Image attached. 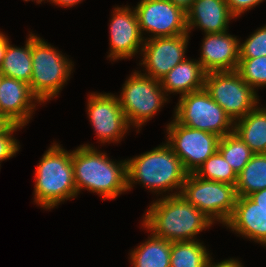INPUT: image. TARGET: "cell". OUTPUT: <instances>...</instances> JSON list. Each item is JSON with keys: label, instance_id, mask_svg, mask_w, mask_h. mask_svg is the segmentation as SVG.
I'll use <instances>...</instances> for the list:
<instances>
[{"label": "cell", "instance_id": "cell-1", "mask_svg": "<svg viewBox=\"0 0 266 267\" xmlns=\"http://www.w3.org/2000/svg\"><path fill=\"white\" fill-rule=\"evenodd\" d=\"M142 219L141 227L146 231L171 242L195 241L200 232L214 224L180 194L157 198Z\"/></svg>", "mask_w": 266, "mask_h": 267}, {"label": "cell", "instance_id": "cell-2", "mask_svg": "<svg viewBox=\"0 0 266 267\" xmlns=\"http://www.w3.org/2000/svg\"><path fill=\"white\" fill-rule=\"evenodd\" d=\"M100 151L93 144H83L72 150L77 194L86 189L102 200H113L128 191L126 159L116 162Z\"/></svg>", "mask_w": 266, "mask_h": 267}, {"label": "cell", "instance_id": "cell-3", "mask_svg": "<svg viewBox=\"0 0 266 267\" xmlns=\"http://www.w3.org/2000/svg\"><path fill=\"white\" fill-rule=\"evenodd\" d=\"M126 172L128 191H131L138 183L152 193H157L158 196L162 194L160 197L180 194L189 174L184 169L180 158L166 142L134 158L127 159Z\"/></svg>", "mask_w": 266, "mask_h": 267}, {"label": "cell", "instance_id": "cell-4", "mask_svg": "<svg viewBox=\"0 0 266 267\" xmlns=\"http://www.w3.org/2000/svg\"><path fill=\"white\" fill-rule=\"evenodd\" d=\"M34 203L53 209L78 196L72 165V151L54 142L45 151L35 169Z\"/></svg>", "mask_w": 266, "mask_h": 267}, {"label": "cell", "instance_id": "cell-5", "mask_svg": "<svg viewBox=\"0 0 266 267\" xmlns=\"http://www.w3.org/2000/svg\"><path fill=\"white\" fill-rule=\"evenodd\" d=\"M32 76L30 88L43 104L58 97L74 63L40 36L32 33Z\"/></svg>", "mask_w": 266, "mask_h": 267}, {"label": "cell", "instance_id": "cell-6", "mask_svg": "<svg viewBox=\"0 0 266 267\" xmlns=\"http://www.w3.org/2000/svg\"><path fill=\"white\" fill-rule=\"evenodd\" d=\"M139 71L132 72L123 84L120 95H117L129 126L137 128V133L169 102L160 81Z\"/></svg>", "mask_w": 266, "mask_h": 267}, {"label": "cell", "instance_id": "cell-7", "mask_svg": "<svg viewBox=\"0 0 266 267\" xmlns=\"http://www.w3.org/2000/svg\"><path fill=\"white\" fill-rule=\"evenodd\" d=\"M173 118L189 128L213 133L220 138L234 132V122L204 89L179 97Z\"/></svg>", "mask_w": 266, "mask_h": 267}, {"label": "cell", "instance_id": "cell-8", "mask_svg": "<svg viewBox=\"0 0 266 267\" xmlns=\"http://www.w3.org/2000/svg\"><path fill=\"white\" fill-rule=\"evenodd\" d=\"M180 195L214 223L223 226L231 218L237 199L235 185L205 180L195 173L187 175Z\"/></svg>", "mask_w": 266, "mask_h": 267}, {"label": "cell", "instance_id": "cell-9", "mask_svg": "<svg viewBox=\"0 0 266 267\" xmlns=\"http://www.w3.org/2000/svg\"><path fill=\"white\" fill-rule=\"evenodd\" d=\"M204 88L233 122L260 104L257 91L237 71L206 73Z\"/></svg>", "mask_w": 266, "mask_h": 267}, {"label": "cell", "instance_id": "cell-10", "mask_svg": "<svg viewBox=\"0 0 266 267\" xmlns=\"http://www.w3.org/2000/svg\"><path fill=\"white\" fill-rule=\"evenodd\" d=\"M166 129V143L188 173H195L218 150L220 137L213 133L189 128L175 119L166 125Z\"/></svg>", "mask_w": 266, "mask_h": 267}, {"label": "cell", "instance_id": "cell-11", "mask_svg": "<svg viewBox=\"0 0 266 267\" xmlns=\"http://www.w3.org/2000/svg\"><path fill=\"white\" fill-rule=\"evenodd\" d=\"M134 9L145 39L189 34L186 12L170 0H141Z\"/></svg>", "mask_w": 266, "mask_h": 267}, {"label": "cell", "instance_id": "cell-12", "mask_svg": "<svg viewBox=\"0 0 266 267\" xmlns=\"http://www.w3.org/2000/svg\"><path fill=\"white\" fill-rule=\"evenodd\" d=\"M87 98V115L98 141L104 145L120 143L130 126L116 95L91 93Z\"/></svg>", "mask_w": 266, "mask_h": 267}, {"label": "cell", "instance_id": "cell-13", "mask_svg": "<svg viewBox=\"0 0 266 267\" xmlns=\"http://www.w3.org/2000/svg\"><path fill=\"white\" fill-rule=\"evenodd\" d=\"M189 34L145 39L139 65L145 67V76L160 81L176 65L186 59Z\"/></svg>", "mask_w": 266, "mask_h": 267}, {"label": "cell", "instance_id": "cell-14", "mask_svg": "<svg viewBox=\"0 0 266 267\" xmlns=\"http://www.w3.org/2000/svg\"><path fill=\"white\" fill-rule=\"evenodd\" d=\"M109 25L110 50L107 58L111 61L129 59L140 52L145 42L138 24L134 7H114Z\"/></svg>", "mask_w": 266, "mask_h": 267}, {"label": "cell", "instance_id": "cell-15", "mask_svg": "<svg viewBox=\"0 0 266 267\" xmlns=\"http://www.w3.org/2000/svg\"><path fill=\"white\" fill-rule=\"evenodd\" d=\"M42 104L30 85L18 79L2 76L0 83V114L11 123L25 126L32 119L36 104Z\"/></svg>", "mask_w": 266, "mask_h": 267}, {"label": "cell", "instance_id": "cell-16", "mask_svg": "<svg viewBox=\"0 0 266 267\" xmlns=\"http://www.w3.org/2000/svg\"><path fill=\"white\" fill-rule=\"evenodd\" d=\"M239 39L228 31L206 33L198 58L203 70L206 73L236 71L239 65Z\"/></svg>", "mask_w": 266, "mask_h": 267}, {"label": "cell", "instance_id": "cell-17", "mask_svg": "<svg viewBox=\"0 0 266 267\" xmlns=\"http://www.w3.org/2000/svg\"><path fill=\"white\" fill-rule=\"evenodd\" d=\"M224 226L266 247V211L248 196H237L234 212Z\"/></svg>", "mask_w": 266, "mask_h": 267}, {"label": "cell", "instance_id": "cell-18", "mask_svg": "<svg viewBox=\"0 0 266 267\" xmlns=\"http://www.w3.org/2000/svg\"><path fill=\"white\" fill-rule=\"evenodd\" d=\"M186 15L189 35L196 27L204 34L222 33L229 29L232 19H237L226 0H194Z\"/></svg>", "mask_w": 266, "mask_h": 267}, {"label": "cell", "instance_id": "cell-19", "mask_svg": "<svg viewBox=\"0 0 266 267\" xmlns=\"http://www.w3.org/2000/svg\"><path fill=\"white\" fill-rule=\"evenodd\" d=\"M205 75L198 60L187 58L167 73L160 84L167 97L168 93L179 94L181 97L204 89Z\"/></svg>", "mask_w": 266, "mask_h": 267}, {"label": "cell", "instance_id": "cell-20", "mask_svg": "<svg viewBox=\"0 0 266 267\" xmlns=\"http://www.w3.org/2000/svg\"><path fill=\"white\" fill-rule=\"evenodd\" d=\"M234 133L256 153H266V107L259 105L234 122Z\"/></svg>", "mask_w": 266, "mask_h": 267}, {"label": "cell", "instance_id": "cell-21", "mask_svg": "<svg viewBox=\"0 0 266 267\" xmlns=\"http://www.w3.org/2000/svg\"><path fill=\"white\" fill-rule=\"evenodd\" d=\"M26 39L25 46L11 45L7 36V48L0 67L3 76L18 79L30 85L32 76V32Z\"/></svg>", "mask_w": 266, "mask_h": 267}, {"label": "cell", "instance_id": "cell-22", "mask_svg": "<svg viewBox=\"0 0 266 267\" xmlns=\"http://www.w3.org/2000/svg\"><path fill=\"white\" fill-rule=\"evenodd\" d=\"M171 241L150 233L145 242L130 251L132 267H170Z\"/></svg>", "mask_w": 266, "mask_h": 267}, {"label": "cell", "instance_id": "cell-23", "mask_svg": "<svg viewBox=\"0 0 266 267\" xmlns=\"http://www.w3.org/2000/svg\"><path fill=\"white\" fill-rule=\"evenodd\" d=\"M237 196H249L253 192L266 189V153H256L237 174L235 185Z\"/></svg>", "mask_w": 266, "mask_h": 267}, {"label": "cell", "instance_id": "cell-24", "mask_svg": "<svg viewBox=\"0 0 266 267\" xmlns=\"http://www.w3.org/2000/svg\"><path fill=\"white\" fill-rule=\"evenodd\" d=\"M211 258L200 240L171 243L170 267H205Z\"/></svg>", "mask_w": 266, "mask_h": 267}, {"label": "cell", "instance_id": "cell-25", "mask_svg": "<svg viewBox=\"0 0 266 267\" xmlns=\"http://www.w3.org/2000/svg\"><path fill=\"white\" fill-rule=\"evenodd\" d=\"M218 151L231 165L236 174L242 171L254 154L234 132L220 138Z\"/></svg>", "mask_w": 266, "mask_h": 267}, {"label": "cell", "instance_id": "cell-26", "mask_svg": "<svg viewBox=\"0 0 266 267\" xmlns=\"http://www.w3.org/2000/svg\"><path fill=\"white\" fill-rule=\"evenodd\" d=\"M195 174L205 180L230 185H236L237 182V174L218 150L197 169Z\"/></svg>", "mask_w": 266, "mask_h": 267}, {"label": "cell", "instance_id": "cell-27", "mask_svg": "<svg viewBox=\"0 0 266 267\" xmlns=\"http://www.w3.org/2000/svg\"><path fill=\"white\" fill-rule=\"evenodd\" d=\"M236 71L241 75L244 82L255 91L260 87H266V56L239 58Z\"/></svg>", "mask_w": 266, "mask_h": 267}, {"label": "cell", "instance_id": "cell-28", "mask_svg": "<svg viewBox=\"0 0 266 267\" xmlns=\"http://www.w3.org/2000/svg\"><path fill=\"white\" fill-rule=\"evenodd\" d=\"M239 58L266 56V25L258 28L244 42L239 43Z\"/></svg>", "mask_w": 266, "mask_h": 267}, {"label": "cell", "instance_id": "cell-29", "mask_svg": "<svg viewBox=\"0 0 266 267\" xmlns=\"http://www.w3.org/2000/svg\"><path fill=\"white\" fill-rule=\"evenodd\" d=\"M23 126L12 123L1 135H0V163L2 161L13 158L20 150L19 141L13 136V133L20 130ZM1 166V164H0Z\"/></svg>", "mask_w": 266, "mask_h": 267}, {"label": "cell", "instance_id": "cell-30", "mask_svg": "<svg viewBox=\"0 0 266 267\" xmlns=\"http://www.w3.org/2000/svg\"><path fill=\"white\" fill-rule=\"evenodd\" d=\"M265 0H226L231 13L239 18L246 11L253 9Z\"/></svg>", "mask_w": 266, "mask_h": 267}, {"label": "cell", "instance_id": "cell-31", "mask_svg": "<svg viewBox=\"0 0 266 267\" xmlns=\"http://www.w3.org/2000/svg\"><path fill=\"white\" fill-rule=\"evenodd\" d=\"M205 267H244L238 259L233 257L230 259L222 260L218 263H213L212 258L207 262Z\"/></svg>", "mask_w": 266, "mask_h": 267}, {"label": "cell", "instance_id": "cell-32", "mask_svg": "<svg viewBox=\"0 0 266 267\" xmlns=\"http://www.w3.org/2000/svg\"><path fill=\"white\" fill-rule=\"evenodd\" d=\"M248 197L266 211V189L253 192Z\"/></svg>", "mask_w": 266, "mask_h": 267}, {"label": "cell", "instance_id": "cell-33", "mask_svg": "<svg viewBox=\"0 0 266 267\" xmlns=\"http://www.w3.org/2000/svg\"><path fill=\"white\" fill-rule=\"evenodd\" d=\"M83 0H51V3L58 7H71L81 3Z\"/></svg>", "mask_w": 266, "mask_h": 267}, {"label": "cell", "instance_id": "cell-34", "mask_svg": "<svg viewBox=\"0 0 266 267\" xmlns=\"http://www.w3.org/2000/svg\"><path fill=\"white\" fill-rule=\"evenodd\" d=\"M7 48V36L0 31V67L2 65L4 54Z\"/></svg>", "mask_w": 266, "mask_h": 267}, {"label": "cell", "instance_id": "cell-35", "mask_svg": "<svg viewBox=\"0 0 266 267\" xmlns=\"http://www.w3.org/2000/svg\"><path fill=\"white\" fill-rule=\"evenodd\" d=\"M173 2L177 7L183 9L185 12H187L194 0H170Z\"/></svg>", "mask_w": 266, "mask_h": 267}, {"label": "cell", "instance_id": "cell-36", "mask_svg": "<svg viewBox=\"0 0 266 267\" xmlns=\"http://www.w3.org/2000/svg\"><path fill=\"white\" fill-rule=\"evenodd\" d=\"M12 123L6 117H0V135L11 125Z\"/></svg>", "mask_w": 266, "mask_h": 267}, {"label": "cell", "instance_id": "cell-37", "mask_svg": "<svg viewBox=\"0 0 266 267\" xmlns=\"http://www.w3.org/2000/svg\"><path fill=\"white\" fill-rule=\"evenodd\" d=\"M23 1H30V0H23ZM31 1H35L37 4H41V2L43 1H47V2H50V4H51V0H31Z\"/></svg>", "mask_w": 266, "mask_h": 267}, {"label": "cell", "instance_id": "cell-38", "mask_svg": "<svg viewBox=\"0 0 266 267\" xmlns=\"http://www.w3.org/2000/svg\"><path fill=\"white\" fill-rule=\"evenodd\" d=\"M2 76H3V75H2L1 72H0V83H1Z\"/></svg>", "mask_w": 266, "mask_h": 267}]
</instances>
